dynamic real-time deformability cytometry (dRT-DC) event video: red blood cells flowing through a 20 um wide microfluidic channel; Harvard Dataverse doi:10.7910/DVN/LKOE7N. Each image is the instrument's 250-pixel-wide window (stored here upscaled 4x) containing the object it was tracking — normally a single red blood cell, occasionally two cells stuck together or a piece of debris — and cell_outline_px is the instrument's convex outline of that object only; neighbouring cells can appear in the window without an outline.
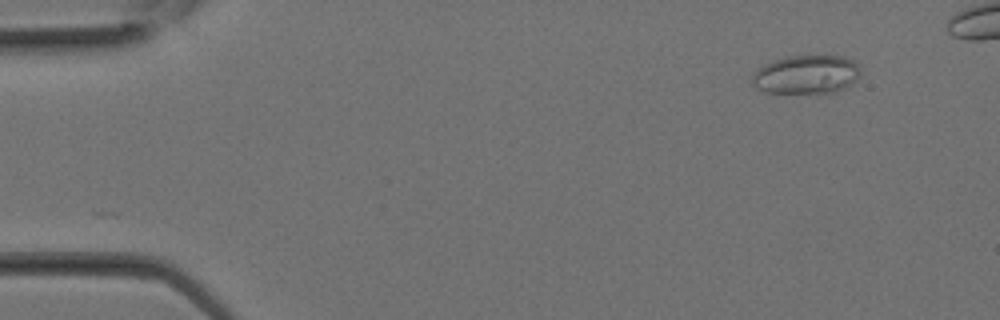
{"species": "Egyptian fruit bat (a non-hibernating species)", "species_latin": "Rousettus aegyptiacus", "temperature_condition": "room temperature", "stored_images_in_passage": 6, "camera_frame_rate_fps": 3000, "um_per_image_px": 0.085, "animal": {"sex": "female"}, "frame": {"image": 1, "passage_image": 1, "time_ms": 0.0, "image_size_px": [1000, 320], "cell_outline_px": [[860, 76], [856, 80], [844, 88], [836, 92], [764, 92], [756, 88], [752, 84], [752, 76], [756, 68], [772, 60], [788, 56], [844, 56], [856, 60], [860, 68]], "centroid_in_image_um": [68.54, 6.31], "position_along_channel_um": 16.5, "area_um2": 24.57}}